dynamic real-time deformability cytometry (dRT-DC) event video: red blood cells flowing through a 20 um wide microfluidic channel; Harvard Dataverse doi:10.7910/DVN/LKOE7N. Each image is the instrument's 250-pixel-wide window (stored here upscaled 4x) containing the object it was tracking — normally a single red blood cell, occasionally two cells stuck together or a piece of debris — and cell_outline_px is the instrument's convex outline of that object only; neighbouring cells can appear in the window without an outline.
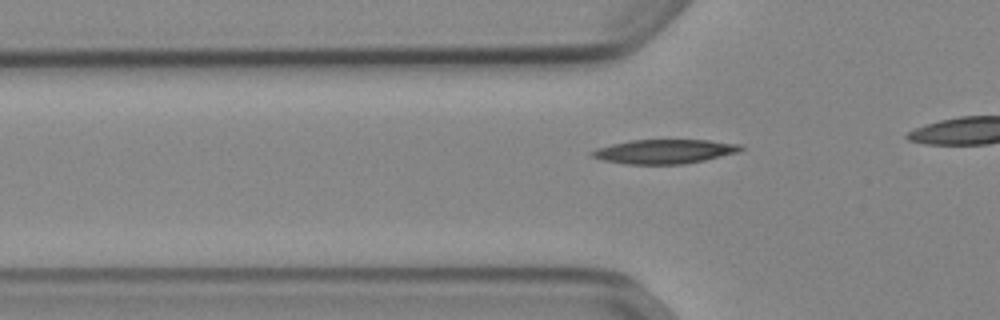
{"species": "Egyptian fruit bat (a non-hibernating species)", "species_latin": "Rousettus aegyptiacus", "temperature_condition": "cold", "stored_images_in_passage": 22, "camera_frame_rate_fps": 3000, "um_per_image_px": 0.085, "animal": {"sex": "female"}, "frame": {"image": 1, "passage_image": 13, "time_ms": 4.0, "image_size_px": [1000, 320], "cell_outline_px": [[744, 148], [736, 152], [704, 160], [684, 164], [624, 164], [604, 160], [592, 156], [588, 152], [596, 148], [612, 144], [632, 140], [708, 140], [740, 144]], "centroid_in_image_um": [56.44, 12.87], "position_along_channel_um": 69.4, "area_um2": 20.81}}
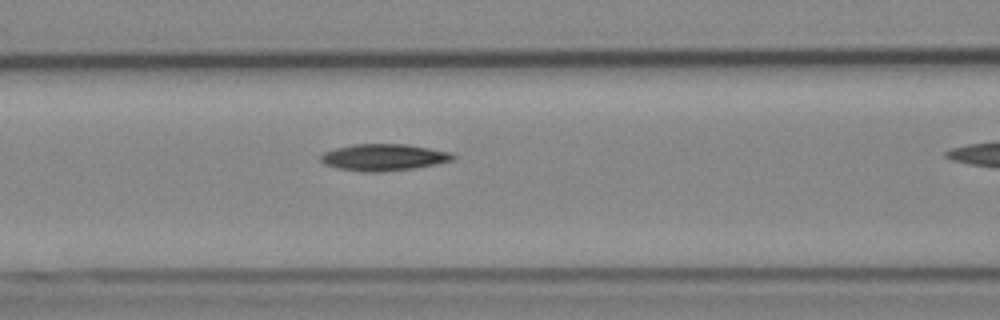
{"frame": {"image": 2, "passage_image": 18, "time_ms": 5.667, "image_size_px": [1000, 320], "cell_outline_px": [[456, 156], [452, 160], [436, 164], [412, 168], [380, 172], [360, 172], [336, 168], [324, 164], [320, 160], [320, 156], [324, 152], [336, 148], [356, 144], [408, 144], [452, 152]], "centroid_in_image_um": [32.6, 13.37], "position_along_channel_um": 134.0, "area_um2": 20.63}}